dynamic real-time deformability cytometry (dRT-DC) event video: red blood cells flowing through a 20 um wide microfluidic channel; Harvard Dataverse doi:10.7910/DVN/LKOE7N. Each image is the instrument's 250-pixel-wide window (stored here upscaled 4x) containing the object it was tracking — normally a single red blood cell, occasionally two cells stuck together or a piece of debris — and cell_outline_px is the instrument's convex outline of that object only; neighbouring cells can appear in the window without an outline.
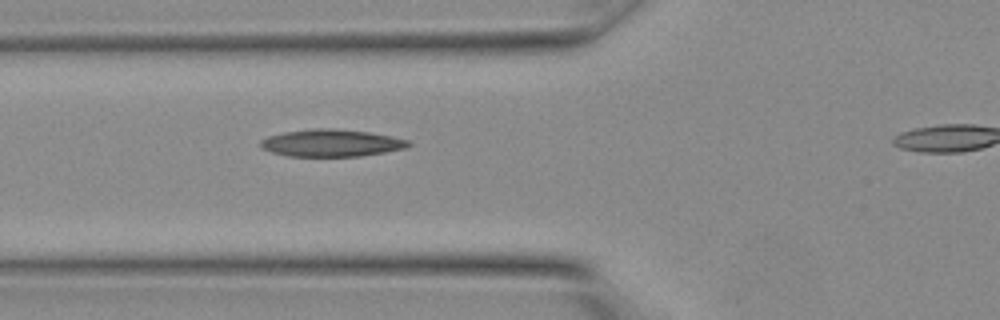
{"species": "Egyptian fruit bat (a non-hibernating species)", "species_latin": "Rousettus aegyptiacus", "temperature_condition": "warm", "stored_images_in_passage": 5, "segment_of_instrument_passage": [1, 2], "camera_frame_rate_fps": 3000, "um_per_image_px": 0.085, "animal": {"sex": "female"}, "frame": {"image": 1, "passage_image": 4, "time_ms": 1.0, "image_size_px": [1000, 320], "cell_outline_px": [[412, 144], [404, 148], [384, 152], [360, 156], [288, 156], [272, 152], [260, 148], [260, 140], [268, 136], [284, 132], [312, 128], [332, 128], [368, 132], [408, 140]], "centroid_in_image_um": [28.11, 12.15], "position_along_channel_um": 97.7, "area_um2": 23.29}}